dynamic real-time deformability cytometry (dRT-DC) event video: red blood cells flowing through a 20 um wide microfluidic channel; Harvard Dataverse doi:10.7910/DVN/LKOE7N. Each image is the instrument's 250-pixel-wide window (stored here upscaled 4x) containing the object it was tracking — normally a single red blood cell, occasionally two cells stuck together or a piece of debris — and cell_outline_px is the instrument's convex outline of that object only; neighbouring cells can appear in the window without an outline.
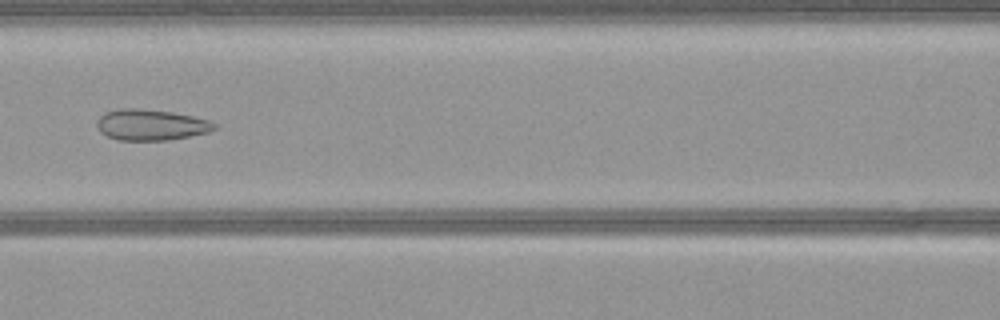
{"species": "common noctule bat (a hibernating species)", "species_latin": "Nyctalus noctula", "temperature_condition": "warm", "stored_images_in_passage": 35, "camera_frame_rate_fps": 3000, "um_per_image_px": 0.085, "animal": {"sex": "female", "body_mass_g": 21.9}, "frame": {"image": 1, "passage_image": 12, "time_ms": 3.667, "image_size_px": [1000, 320], "cell_outline_px": [[216, 128], [208, 132], [168, 140], [116, 140], [100, 132], [96, 124], [96, 120], [104, 112], [120, 108], [136, 108], [172, 112], [192, 116], [208, 120], [216, 124]], "centroid_in_image_um": [12.78, 10.61], "position_along_channel_um": 153.8, "area_um2": 21.15}}
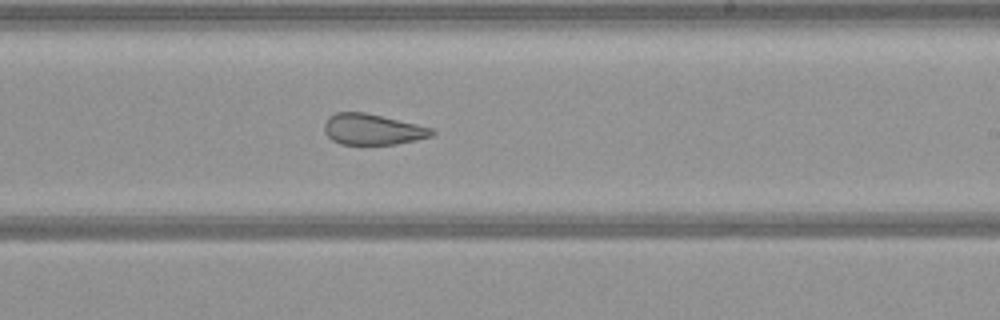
{"frame": {"image": 2, "passage_image": 20, "time_ms": 6.333, "image_size_px": [1000, 320], "cell_outline_px": [[436, 132], [432, 136], [416, 140], [396, 144], [340, 144], [332, 140], [324, 132], [324, 124], [328, 116], [336, 112], [364, 112], [436, 128]], "centroid_in_image_um": [31.69, 10.99], "position_along_channel_um": 257.3, "area_um2": 19.54}}
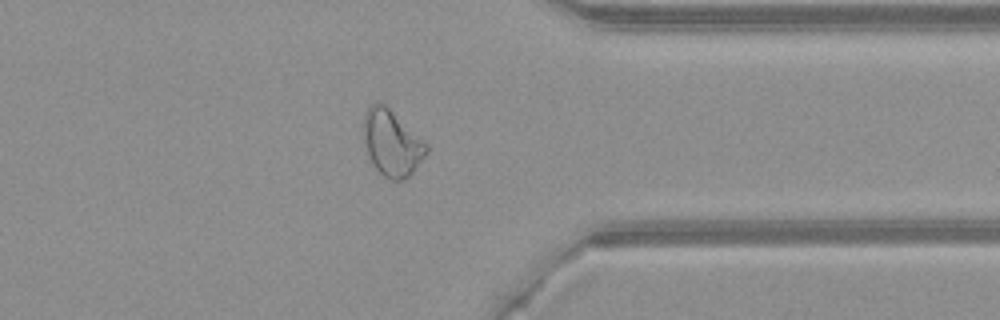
{"frame": {"image": 3, "passage_image": 30, "time_ms": 9.667, "image_size_px": [1000, 320], "cell_outline_px": [[428, 152], [412, 172], [404, 180], [392, 180], [384, 176], [376, 168], [368, 156], [364, 132], [364, 112], [368, 104], [380, 100], [428, 144]], "centroid_in_image_um": [33.3, 12.12], "position_along_channel_um": 378.1, "area_um2": 23.99}}